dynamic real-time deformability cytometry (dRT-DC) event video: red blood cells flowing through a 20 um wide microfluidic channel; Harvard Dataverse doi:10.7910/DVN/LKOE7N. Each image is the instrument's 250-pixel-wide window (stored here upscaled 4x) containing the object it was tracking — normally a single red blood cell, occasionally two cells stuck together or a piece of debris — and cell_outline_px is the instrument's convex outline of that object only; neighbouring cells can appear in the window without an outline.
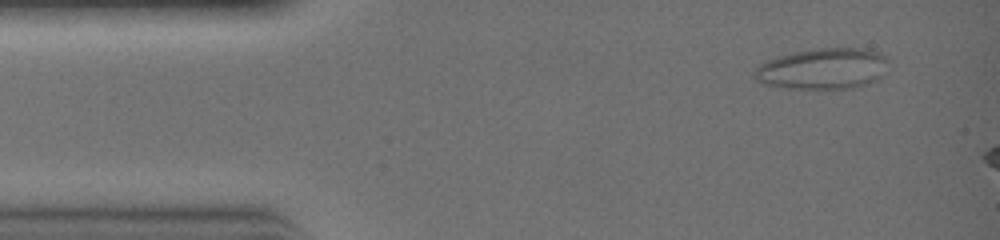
{"species": "common noctule bat (a hibernating species)", "species_latin": "Nyctalus noctula", "temperature_condition": "warm", "stored_images_in_passage": 6, "camera_frame_rate_fps": 3000, "um_per_image_px": 0.085, "animal": {"sex": "female", "body_mass_g": 19.0, "forearm_length_mm": 51.5}, "frame": {"image": 1, "passage_image": 3, "time_ms": 0.667, "image_size_px": [1000, 240], "cell_outline_px": [[884, 60], [876, 80], [856, 88], [788, 88], [764, 84], [756, 80], [752, 76], [752, 72], [760, 64], [768, 60], [780, 56], [796, 52], [828, 48], [856, 48], [876, 52], [884, 56]], "centroid_in_image_um": [69.82, 5.86], "position_along_channel_um": 15.2, "area_um2": 30.92}}